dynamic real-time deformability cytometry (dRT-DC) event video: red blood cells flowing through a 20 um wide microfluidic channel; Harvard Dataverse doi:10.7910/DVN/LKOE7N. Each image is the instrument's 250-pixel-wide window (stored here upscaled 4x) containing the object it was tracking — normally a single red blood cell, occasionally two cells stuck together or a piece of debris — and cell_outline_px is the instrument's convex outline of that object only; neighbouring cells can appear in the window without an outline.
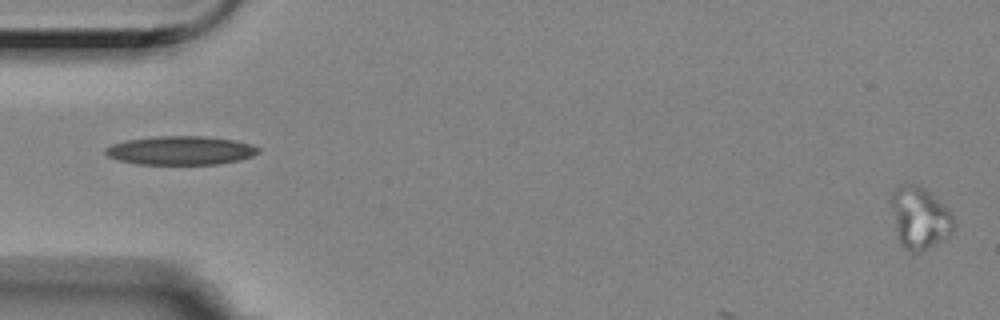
{"species": "Egyptian fruit bat (a non-hibernating species)", "species_latin": "Rousettus aegyptiacus", "temperature_condition": "room temperature", "stored_images_in_passage": 4, "camera_frame_rate_fps": 3000, "um_per_image_px": 0.085, "animal": {"sex": "female"}, "frame": {"image": 1, "passage_image": 1, "time_ms": 0.0, "image_size_px": [1000, 320], "cell_outline_px": [[952, 228], [940, 240], [920, 252], [916, 252], [904, 248], [900, 240], [896, 228], [892, 204], [892, 188], [896, 184], [916, 184], [924, 188], [948, 208], [952, 216]], "centroid_in_image_um": [78.13, 18.45], "position_along_channel_um": 6.9, "area_um2": 21.68}}